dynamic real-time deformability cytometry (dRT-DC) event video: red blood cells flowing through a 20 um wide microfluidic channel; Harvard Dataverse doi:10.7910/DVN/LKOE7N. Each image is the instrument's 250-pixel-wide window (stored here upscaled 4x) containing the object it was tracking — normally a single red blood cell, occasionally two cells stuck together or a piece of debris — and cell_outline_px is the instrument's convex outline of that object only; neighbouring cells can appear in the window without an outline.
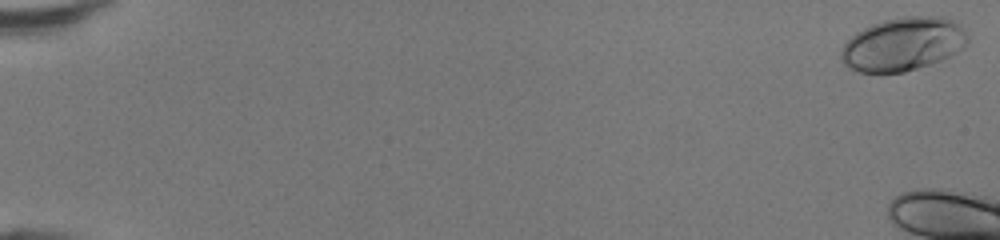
{"species": "human", "species_latin": "Homo sapiens", "temperature_condition": "room temperature", "stored_images_in_passage": 13, "camera_frame_rate_fps": 3000, "um_per_image_px": 0.085, "donor": {"sex": "female"}, "frame": {"image": 1, "passage_image": 1, "time_ms": 0.0, "image_size_px": [1000, 240], "cell_outline_px": [[968, 44], [964, 48], [940, 60], [904, 72], [860, 72], [844, 64], [840, 60], [840, 52], [844, 44], [856, 32], [872, 24], [884, 20], [904, 16], [944, 16], [956, 20], [960, 24], [968, 36]], "centroid_in_image_um": [76.78, 3.73], "position_along_channel_um": 8.2, "area_um2": 39.42}}